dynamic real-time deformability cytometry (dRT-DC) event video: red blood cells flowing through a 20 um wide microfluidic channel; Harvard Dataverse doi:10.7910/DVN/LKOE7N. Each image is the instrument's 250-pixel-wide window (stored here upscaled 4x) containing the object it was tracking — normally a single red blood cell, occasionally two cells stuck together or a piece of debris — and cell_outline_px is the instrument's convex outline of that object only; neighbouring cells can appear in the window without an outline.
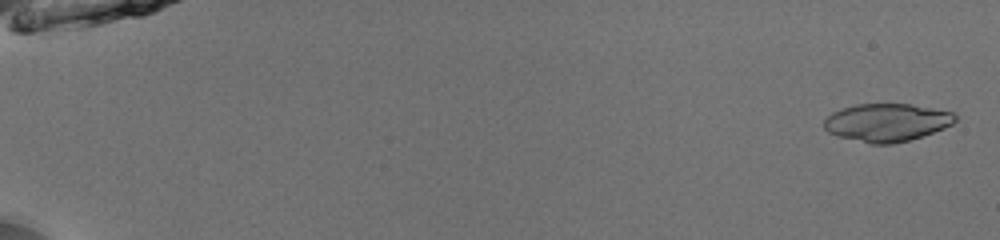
{"species": "common noctule bat (a hibernating species)", "species_latin": "Nyctalus noctula", "temperature_condition": "room temperature", "stored_images_in_passage": 43, "segment_of_instrument_passage": [1, 2], "camera_frame_rate_fps": 3000, "um_per_image_px": 0.085, "animal": {"sex": "male", "body_mass_g": 13.0, "forearm_length_mm": 53.1}, "frame": {"image": 1, "passage_image": 2, "time_ms": 0.333, "image_size_px": [1000, 240], "cell_outline_px": [[956, 120], [952, 124], [944, 128], [908, 140], [892, 144], [872, 144], [840, 136], [828, 132], [824, 128], [824, 120], [832, 112], [840, 108], [856, 104], [912, 104], [952, 112], [956, 116]], "centroid_in_image_um": [75.36, 10.39], "position_along_channel_um": 9.6, "area_um2": 28.73}}